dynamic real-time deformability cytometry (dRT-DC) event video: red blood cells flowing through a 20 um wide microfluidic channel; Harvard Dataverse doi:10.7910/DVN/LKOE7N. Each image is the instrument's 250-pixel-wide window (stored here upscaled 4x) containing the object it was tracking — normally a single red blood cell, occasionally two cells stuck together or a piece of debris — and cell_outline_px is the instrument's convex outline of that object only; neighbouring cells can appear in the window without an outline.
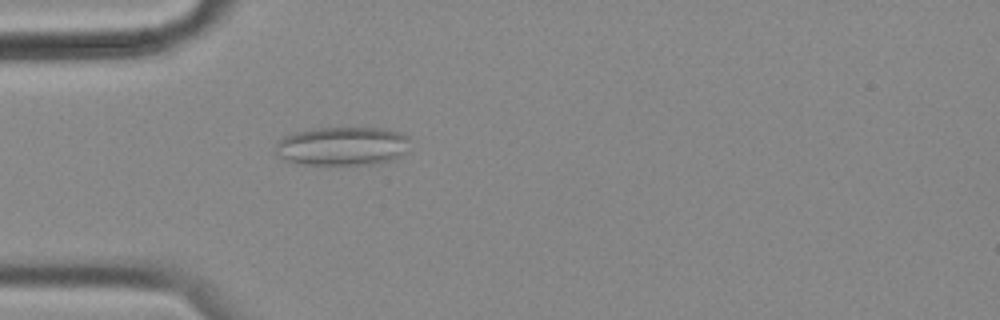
{"species": "common noctule bat (a hibernating species)", "species_latin": "Nyctalus noctula", "temperature_condition": "cold", "stored_images_in_passage": 57, "camera_frame_rate_fps": 3000, "um_per_image_px": 0.085, "animal": {"sex": "female", "body_mass_g": 18.4}, "frame": {"image": 1, "passage_image": 16, "time_ms": 5.0, "image_size_px": [1000, 320], "cell_outline_px": [[408, 140], [404, 152], [400, 156], [388, 160], [372, 164], [304, 164], [284, 160], [276, 152], [276, 144], [284, 136], [296, 132], [312, 128], [380, 128], [400, 132], [408, 136]], "centroid_in_image_um": [29.07, 12.41], "position_along_channel_um": 55.9, "area_um2": 29.94}}
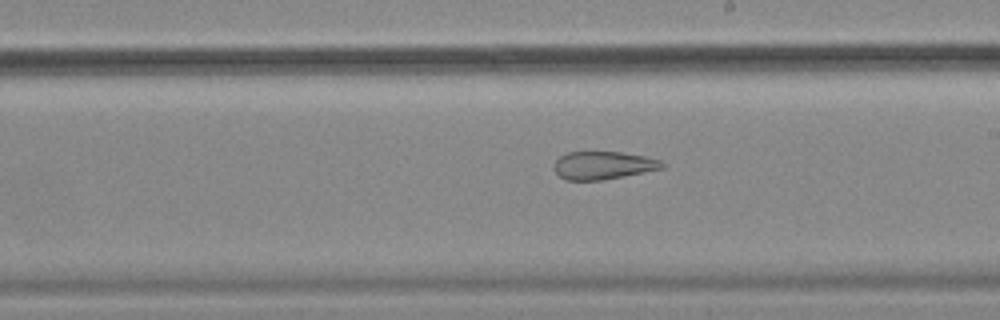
{"frame": {"image": 2, "passage_image": 32, "time_ms": 10.333, "image_size_px": [1000, 320], "cell_outline_px": [[664, 168], [604, 180], [564, 180], [552, 168], [552, 164], [560, 156], [568, 152], [620, 152], [644, 156], [660, 160], [664, 164]], "centroid_in_image_um": [51.23, 14.06], "position_along_channel_um": 237.8, "area_um2": 17.63}}
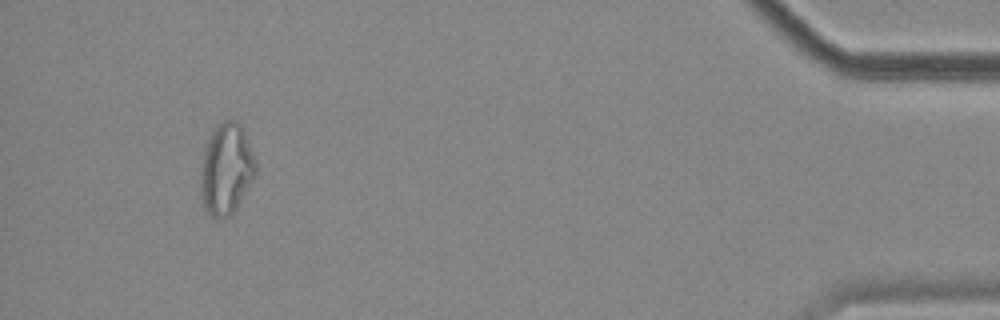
{"frame": {"image": 3, "passage_image": 53, "time_ms": 17.333, "image_size_px": [1000, 320], "cell_outline_px": [[256, 176], [232, 212], [228, 216], [212, 216], [204, 208], [200, 196], [200, 164], [204, 148], [212, 128], [224, 120], [232, 116], [240, 124], [244, 132], [256, 160]], "centroid_in_image_um": [19.21, 14.29], "position_along_channel_um": 416.0, "area_um2": 29.54}, "authors_computed_cell_mechanics": {"area_um2": 26.1834, "velocity_mm_per_s": 3.5155, "shape_relaxation_time_tau1_ms": null, "shape_relaxation_time_tau2_ms": 2.512, "deformation_change_tau1": null, "deformation_change_tau2": 0.1113}}